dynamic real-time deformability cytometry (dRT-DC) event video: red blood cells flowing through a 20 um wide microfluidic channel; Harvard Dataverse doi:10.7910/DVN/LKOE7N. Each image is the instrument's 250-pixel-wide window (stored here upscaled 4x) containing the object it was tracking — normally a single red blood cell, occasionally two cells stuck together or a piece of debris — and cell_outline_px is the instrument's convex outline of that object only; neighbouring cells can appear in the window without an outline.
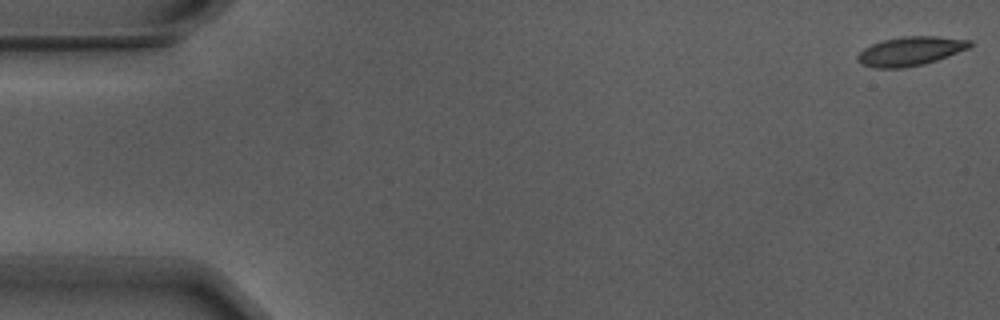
{"species": "Egyptian fruit bat (a non-hibernating species)", "species_latin": "Rousettus aegyptiacus", "temperature_condition": "warm", "stored_images_in_passage": 7, "camera_frame_rate_fps": 3000, "um_per_image_px": 0.085, "animal": {"sex": "male"}, "frame": {"image": 1, "passage_image": 1, "time_ms": 0.0, "image_size_px": [1000, 320], "cell_outline_px": [[972, 44], [968, 48], [936, 60], [924, 64], [904, 68], [876, 68], [864, 64], [856, 60], [856, 56], [864, 48], [872, 44], [884, 40], [904, 36], [936, 36], [972, 40]], "centroid_in_image_um": [77.37, 4.34], "position_along_channel_um": 7.6, "area_um2": 18.79}}